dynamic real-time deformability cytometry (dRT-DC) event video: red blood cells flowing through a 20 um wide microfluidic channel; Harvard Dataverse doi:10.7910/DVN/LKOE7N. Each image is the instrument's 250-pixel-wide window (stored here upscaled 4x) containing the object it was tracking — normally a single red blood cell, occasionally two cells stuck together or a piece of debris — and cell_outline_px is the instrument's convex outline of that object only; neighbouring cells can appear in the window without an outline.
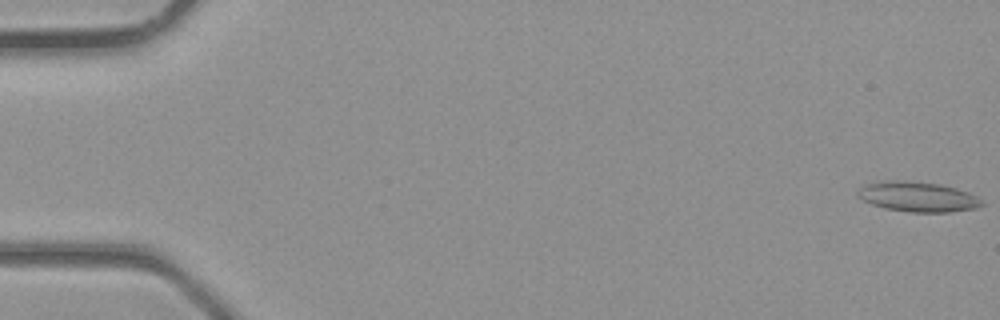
{"species": "common noctule bat (a hibernating species)", "species_latin": "Nyctalus noctula", "temperature_condition": "room temperature", "stored_images_in_passage": 40, "segment_of_instrument_passage": [1, 2], "camera_frame_rate_fps": 3000, "um_per_image_px": 0.085, "animal": {"sex": "male", "body_mass_g": 23.1, "forearm_length_mm": 52.7}, "frame": {"image": 1, "passage_image": 1, "time_ms": 0.0, "image_size_px": [1000, 320], "cell_outline_px": [[984, 204], [976, 208], [948, 212], [912, 212], [884, 208], [872, 204], [864, 200], [856, 192], [864, 184], [880, 180], [904, 180], [940, 184], [956, 188], [968, 192], [984, 200]], "centroid_in_image_um": [78.02, 16.71], "position_along_channel_um": 7.0, "area_um2": 21.79}}
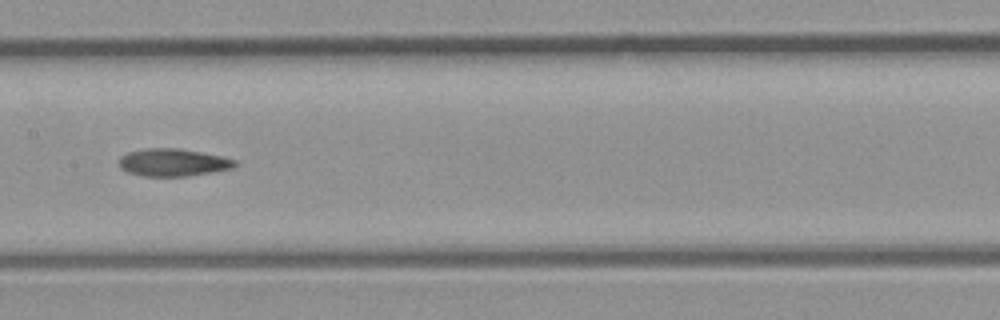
{"frame": {"image": 2, "passage_image": 20, "time_ms": 6.333, "image_size_px": [1000, 320], "cell_outline_px": [[236, 164], [232, 168], [212, 172], [184, 176], [144, 176], [128, 172], [120, 168], [120, 156], [128, 152], [144, 148], [176, 148], [200, 152], [220, 156], [236, 160]], "centroid_in_image_um": [14.67, 13.8], "position_along_channel_um": 192.7, "area_um2": 18.38}}
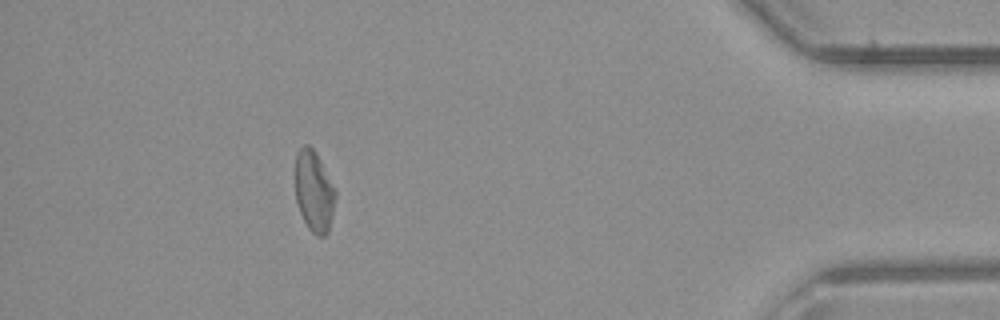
{"frame": {"image": 3, "passage_image": 35, "time_ms": 11.333, "image_size_px": [1000, 320], "cell_outline_px": [[336, 196], [328, 232], [324, 236], [316, 236], [308, 228], [300, 212], [296, 200], [296, 152], [304, 144], [308, 144], [316, 152], [336, 188]], "centroid_in_image_um": [26.7, 16.24], "position_along_channel_um": 408.5, "area_um2": 19.02}}